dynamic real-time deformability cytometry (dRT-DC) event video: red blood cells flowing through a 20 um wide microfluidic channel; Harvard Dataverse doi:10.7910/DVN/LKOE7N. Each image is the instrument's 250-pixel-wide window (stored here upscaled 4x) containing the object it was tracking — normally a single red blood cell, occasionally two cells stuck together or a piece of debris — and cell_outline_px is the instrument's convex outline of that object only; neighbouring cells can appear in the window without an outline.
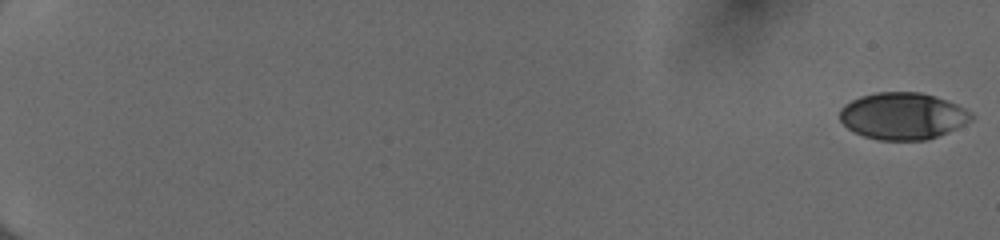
{"species": "human", "species_latin": "Homo sapiens", "temperature_condition": "cold", "stored_images_in_passage": 54, "camera_frame_rate_fps": 3000, "um_per_image_px": 0.085, "donor": {"sex": "female"}, "frame": {"image": 1, "passage_image": 1, "time_ms": 0.0, "image_size_px": [1000, 240], "cell_outline_px": [[972, 120], [956, 128], [928, 140], [876, 140], [864, 136], [848, 128], [840, 120], [840, 108], [844, 104], [860, 96], [876, 92], [920, 92], [956, 104], [972, 112]], "centroid_in_image_um": [76.71, 9.86], "position_along_channel_um": 8.3, "area_um2": 35.72}}
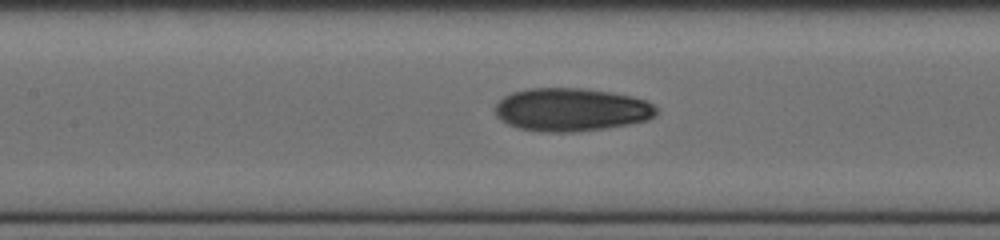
{"frame": {"image": 2, "passage_image": 29, "time_ms": 9.333, "image_size_px": [1000, 240], "cell_outline_px": [[656, 116], [648, 120], [628, 124], [604, 128], [576, 132], [544, 132], [516, 128], [500, 120], [496, 116], [496, 104], [504, 96], [512, 92], [528, 88], [584, 88], [612, 92], [632, 96], [644, 100], [652, 104], [656, 108]], "centroid_in_image_um": [48.54, 9.32], "position_along_channel_um": 158.9, "area_um2": 40.69}}
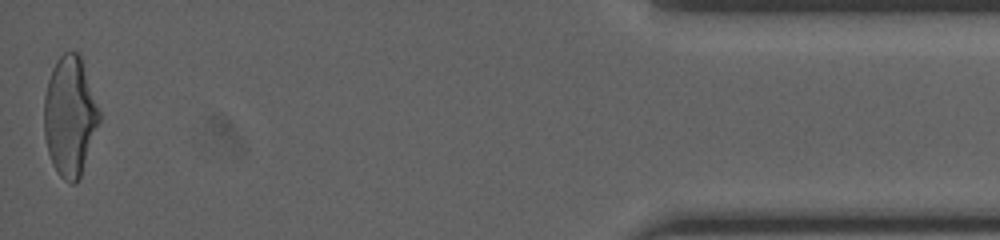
{"frame": {"image": 3, "passage_image": 54, "time_ms": 17.667, "image_size_px": [1000, 240], "cell_outline_px": [[100, 120], [80, 176], [76, 184], [72, 184], [64, 180], [56, 172], [52, 164], [48, 152], [44, 136], [44, 96], [48, 80], [52, 68], [56, 60], [64, 52], [80, 52], [100, 112]], "centroid_in_image_um": [5.93, 9.87], "position_along_channel_um": 429.3, "area_um2": 38.55}, "authors_computed_cell_mechanics": {"area_um2": 37.7723, "velocity_mm_per_s": 4.0364, "shape_relaxation_time_tau1_ms": 5.468, "shape_relaxation_time_tau2_ms": 1.8138, "deformation_change_tau1": 0.1925, "deformation_change_tau2": 0.0823}}